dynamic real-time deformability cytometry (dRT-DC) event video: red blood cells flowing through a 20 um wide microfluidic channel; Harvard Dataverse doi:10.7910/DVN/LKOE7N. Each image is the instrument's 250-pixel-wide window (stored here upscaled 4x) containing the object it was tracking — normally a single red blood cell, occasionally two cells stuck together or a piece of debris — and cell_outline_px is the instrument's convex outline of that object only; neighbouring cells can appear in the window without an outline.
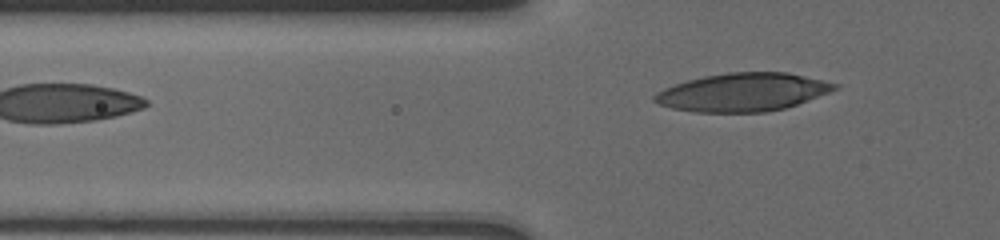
{"species": "human", "species_latin": "Homo sapiens", "temperature_condition": "cold", "stored_images_in_passage": 9, "camera_frame_rate_fps": 3000, "um_per_image_px": 0.085, "donor": {"sex": "male"}, "frame": {"image": 1, "passage_image": 9, "time_ms": 6.0, "image_size_px": [1000, 240], "cell_outline_px": [[840, 88], [796, 104], [784, 108], [764, 112], [696, 112], [672, 108], [660, 104], [652, 100], [652, 96], [656, 92], [664, 88], [688, 80], [704, 76], [728, 72], [788, 72], [824, 80], [840, 84]], "centroid_in_image_um": [63.14, 7.83], "position_along_channel_um": 62.7, "area_um2": 40.0}}